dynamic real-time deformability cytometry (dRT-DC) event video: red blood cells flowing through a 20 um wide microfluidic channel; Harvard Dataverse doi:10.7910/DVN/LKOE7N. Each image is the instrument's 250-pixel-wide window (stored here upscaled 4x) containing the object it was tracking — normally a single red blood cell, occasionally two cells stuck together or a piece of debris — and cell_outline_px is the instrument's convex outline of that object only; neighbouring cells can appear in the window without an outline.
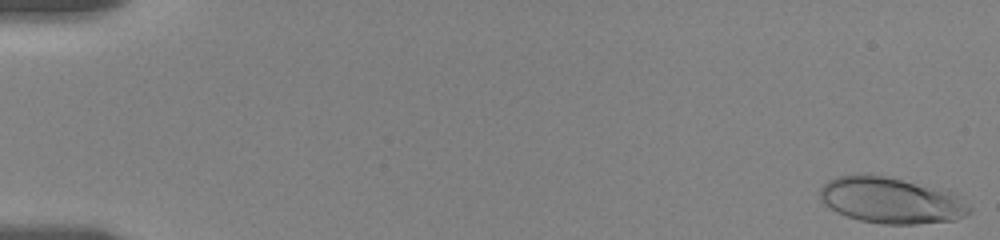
{"species": "human", "species_latin": "Homo sapiens", "temperature_condition": "room temperature", "stored_images_in_passage": 45, "camera_frame_rate_fps": 3000, "um_per_image_px": 0.085, "donor": {"sex": "female"}, "frame": {"image": 1, "passage_image": 1, "time_ms": 0.0, "image_size_px": [1000, 240], "cell_outline_px": [[972, 212], [956, 220], [916, 224], [884, 224], [860, 220], [836, 212], [824, 204], [820, 200], [820, 188], [828, 180], [836, 176], [860, 172], [884, 176], [948, 188], [956, 192], [972, 208]], "centroid_in_image_um": [75.79, 17.0], "position_along_channel_um": 9.2, "area_um2": 41.21}}
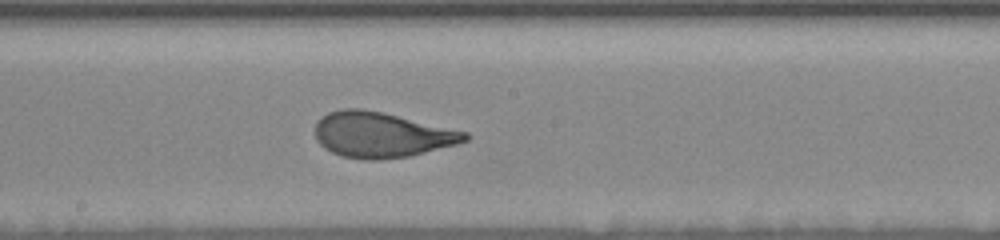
{"frame": {"image": 2, "passage_image": 30, "time_ms": 10.333, "image_size_px": [1000, 240], "cell_outline_px": [[468, 140], [456, 144], [408, 156], [380, 160], [364, 160], [344, 156], [332, 152], [324, 148], [316, 140], [316, 120], [320, 116], [328, 112], [344, 108], [360, 108], [384, 112], [468, 132]], "centroid_in_image_um": [32.39, 11.44], "position_along_channel_um": 215.8, "area_um2": 39.65}}
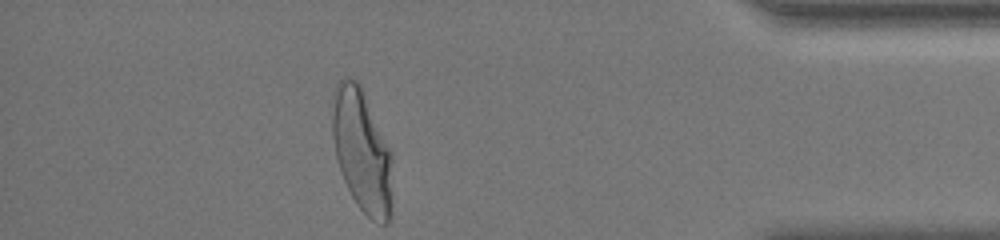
{"frame": {"image": 3, "passage_image": 45, "time_ms": 16.667, "image_size_px": [1000, 240], "cell_outline_px": [[392, 204], [388, 224], [380, 224], [372, 220], [356, 204], [344, 180], [336, 160], [332, 136], [332, 92], [336, 84], [344, 76], [348, 76], [360, 80], [392, 152]], "centroid_in_image_um": [30.77, 12.75], "position_along_channel_um": 404.4, "area_um2": 44.27}, "authors_computed_cell_mechanics": {"area_um2": 38.9572, "velocity_mm_per_s": 3.5245, "shape_relaxation_time_tau1_ms": 3.4069, "shape_relaxation_time_tau2_ms": null, "deformation_change_tau1": 0.1782, "deformation_change_tau2": null}}